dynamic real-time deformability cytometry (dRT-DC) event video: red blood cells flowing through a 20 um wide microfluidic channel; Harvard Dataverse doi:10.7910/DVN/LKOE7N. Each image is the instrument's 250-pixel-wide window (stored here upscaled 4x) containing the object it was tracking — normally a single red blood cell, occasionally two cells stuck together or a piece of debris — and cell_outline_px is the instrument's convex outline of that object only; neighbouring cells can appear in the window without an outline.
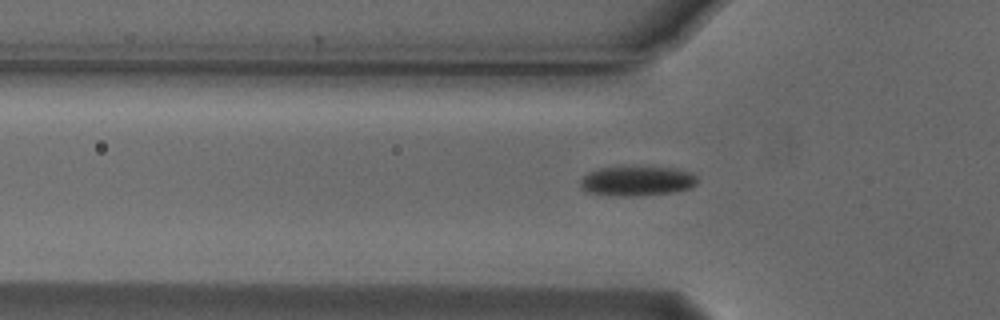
{"species": "Egyptian fruit bat (a non-hibernating species)", "species_latin": "Rousettus aegyptiacus", "temperature_condition": "cold", "stored_images_in_passage": 41, "camera_frame_rate_fps": 3000, "um_per_image_px": 0.085, "animal": {"sex": "male"}, "frame": {"image": 1, "passage_image": 5, "time_ms": 1.333, "image_size_px": [1000, 320], "cell_outline_px": [[696, 184], [692, 188], [672, 192], [640, 196], [612, 196], [588, 192], [580, 184], [580, 180], [588, 172], [600, 168], [676, 168], [692, 172], [696, 176]], "centroid_in_image_um": [54.17, 15.41], "position_along_channel_um": 71.6, "area_um2": 20.0}}
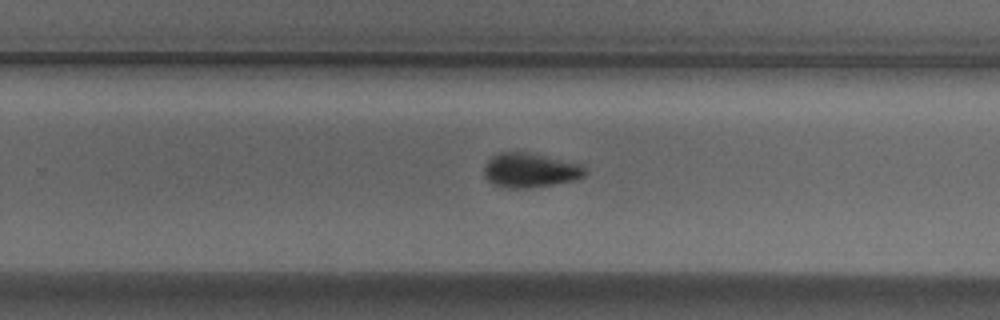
{"frame": {"image": 2, "passage_image": 22, "time_ms": 7.0, "image_size_px": [1000, 320], "cell_outline_px": [[588, 172], [584, 176], [576, 180], [532, 188], [508, 188], [496, 184], [488, 180], [484, 176], [484, 168], [488, 160], [492, 156], [500, 152], [524, 152], [584, 164]], "centroid_in_image_um": [45.11, 14.48], "position_along_channel_um": 284.7, "area_um2": 20.29}}
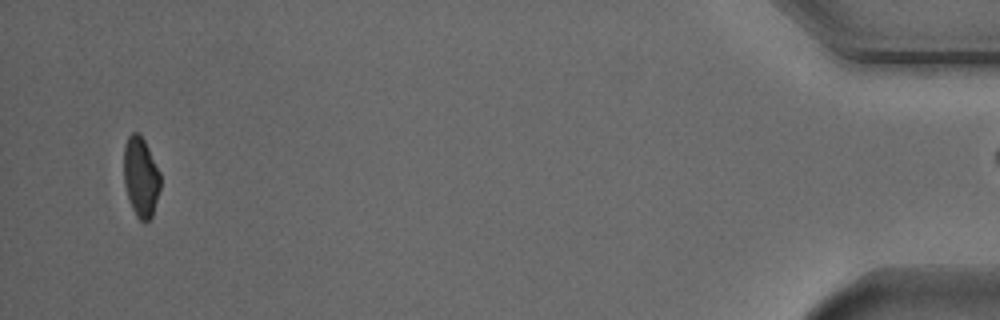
{"frame": {"image": 3, "passage_image": 40, "time_ms": 13.0, "image_size_px": [1000, 320], "cell_outline_px": [[160, 188], [152, 216], [144, 224], [136, 216], [132, 208], [124, 184], [124, 144], [128, 136], [132, 132], [140, 132], [160, 172]], "centroid_in_image_um": [11.96, 15.03], "position_along_channel_um": 423.2, "area_um2": 17.05}}